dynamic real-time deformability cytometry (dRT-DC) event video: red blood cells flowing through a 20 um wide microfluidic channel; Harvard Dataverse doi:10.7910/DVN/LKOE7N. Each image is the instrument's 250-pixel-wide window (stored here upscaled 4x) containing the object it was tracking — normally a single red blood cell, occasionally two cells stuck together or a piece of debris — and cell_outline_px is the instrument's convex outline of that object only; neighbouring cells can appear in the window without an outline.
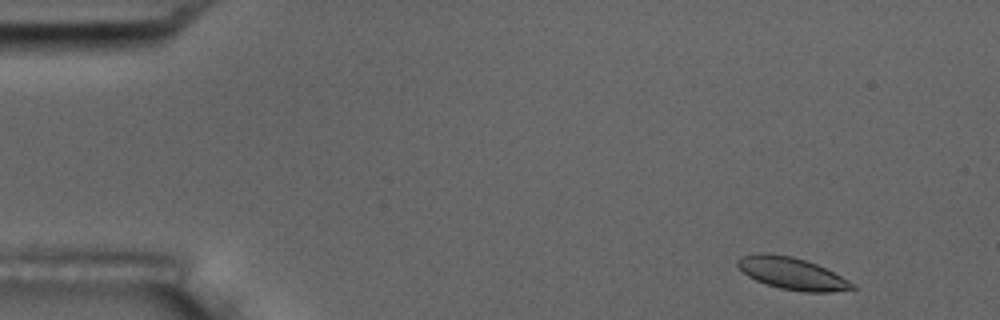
{"species": "common noctule bat (a hibernating species)", "species_latin": "Nyctalus noctula", "temperature_condition": "room temperature", "stored_images_in_passage": 4, "camera_frame_rate_fps": 3000, "um_per_image_px": 0.085, "animal": {"sex": "male", "body_mass_g": 17.5, "forearm_length_mm": 52.3}, "frame": {"image": 1, "passage_image": 1, "time_ms": 0.0, "image_size_px": [1000, 320], "cell_outline_px": [[856, 288], [832, 292], [804, 292], [780, 288], [756, 280], [748, 276], [736, 264], [736, 260], [744, 256], [760, 252], [768, 252], [792, 256], [816, 264], [856, 284]], "centroid_in_image_um": [67.31, 23.24], "position_along_channel_um": 17.7, "area_um2": 21.21}}
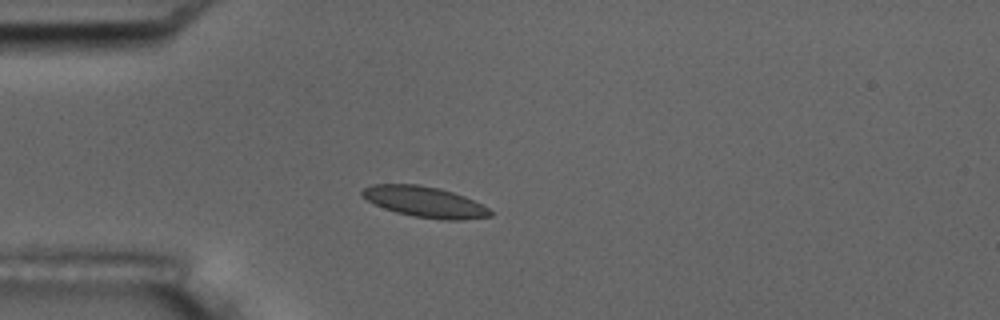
{"frame": {"image": 2, "passage_image": 4, "time_ms": 3.333, "image_size_px": [1000, 320], "cell_outline_px": [[492, 216], [460, 220], [440, 220], [412, 216], [396, 212], [384, 208], [368, 200], [360, 192], [364, 188], [372, 184], [416, 184], [440, 188], [464, 196], [488, 208], [492, 212]], "centroid_in_image_um": [36.11, 17.16], "position_along_channel_um": 48.9, "area_um2": 22.77}}